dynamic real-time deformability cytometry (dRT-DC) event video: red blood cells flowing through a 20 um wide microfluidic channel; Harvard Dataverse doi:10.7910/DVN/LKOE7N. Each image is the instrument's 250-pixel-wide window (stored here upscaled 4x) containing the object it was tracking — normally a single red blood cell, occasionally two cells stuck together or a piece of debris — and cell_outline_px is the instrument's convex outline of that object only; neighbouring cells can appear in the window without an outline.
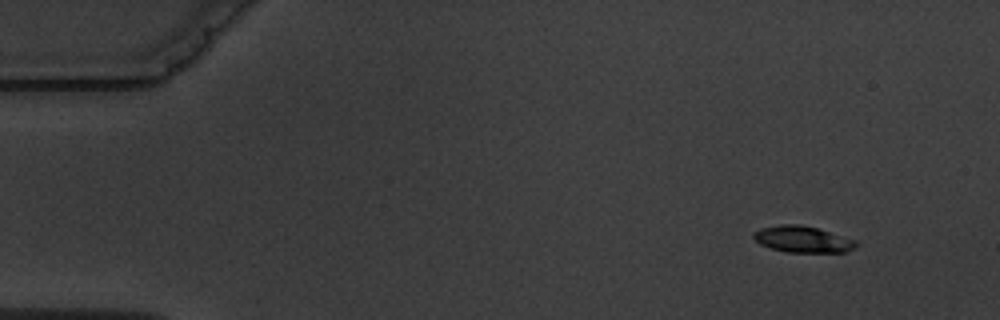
{"species": "common noctule bat (a hibernating species)", "species_latin": "Nyctalus noctula", "temperature_condition": "warm", "stored_images_in_passage": 5, "camera_frame_rate_fps": 3000, "um_per_image_px": 0.085, "animal": {"sex": "male", "body_mass_g": 19.5, "forearm_length_mm": 54.6}, "frame": {"image": 1, "passage_image": 1, "time_ms": 0.0, "image_size_px": [1000, 320], "cell_outline_px": [[860, 244], [856, 248], [844, 252], [788, 252], [772, 248], [760, 244], [752, 236], [752, 232], [760, 228], [780, 224], [800, 224], [816, 228], [856, 240]], "centroid_in_image_um": [68.23, 20.33], "position_along_channel_um": 16.8, "area_um2": 15.78}}
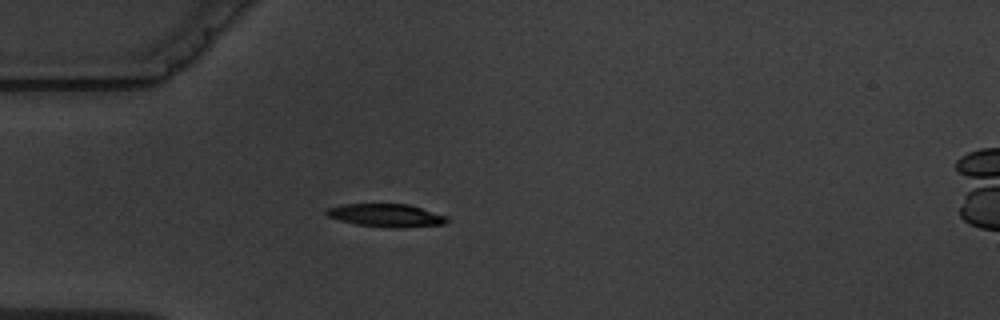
{"frame": {"image": 2, "passage_image": 4, "time_ms": 3.667, "image_size_px": [1000, 320], "cell_outline_px": [[448, 220], [444, 224], [396, 228], [392, 228], [356, 224], [340, 220], [328, 216], [324, 212], [328, 208], [340, 204], [408, 204], [448, 216]], "centroid_in_image_um": [32.82, 18.3], "position_along_channel_um": 52.2, "area_um2": 16.07}}